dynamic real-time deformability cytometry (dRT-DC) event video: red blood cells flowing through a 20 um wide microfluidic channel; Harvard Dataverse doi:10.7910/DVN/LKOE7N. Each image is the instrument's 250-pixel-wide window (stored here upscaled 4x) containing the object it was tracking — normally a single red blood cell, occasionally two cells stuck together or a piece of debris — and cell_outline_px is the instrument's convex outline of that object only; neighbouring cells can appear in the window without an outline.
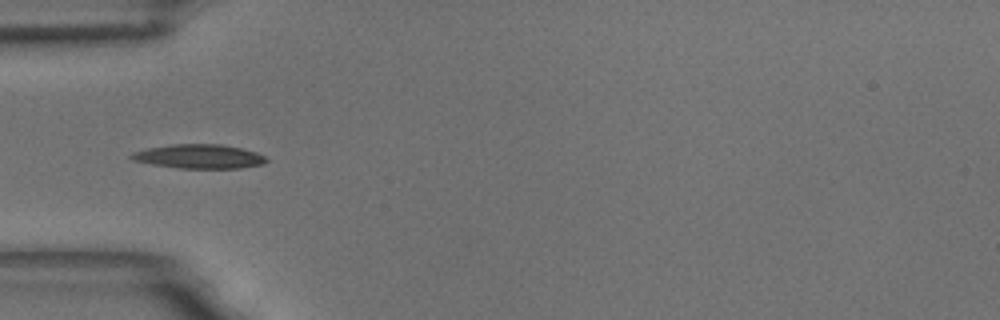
{"species": "common noctule bat (a hibernating species)", "species_latin": "Nyctalus noctula", "temperature_condition": "room temperature", "stored_images_in_passage": 11, "camera_frame_rate_fps": 3000, "um_per_image_px": 0.085, "animal": {"sex": "male", "body_mass_g": 18.8}, "frame": {"image": 1, "passage_image": 4, "time_ms": 1.0, "image_size_px": [1000, 320], "cell_outline_px": [[268, 160], [264, 164], [240, 168], [180, 168], [152, 164], [132, 160], [128, 156], [132, 152], [148, 148], [172, 144], [220, 144], [240, 148], [256, 152], [264, 156]], "centroid_in_image_um": [16.91, 13.3], "position_along_channel_um": 68.1, "area_um2": 18.9}}